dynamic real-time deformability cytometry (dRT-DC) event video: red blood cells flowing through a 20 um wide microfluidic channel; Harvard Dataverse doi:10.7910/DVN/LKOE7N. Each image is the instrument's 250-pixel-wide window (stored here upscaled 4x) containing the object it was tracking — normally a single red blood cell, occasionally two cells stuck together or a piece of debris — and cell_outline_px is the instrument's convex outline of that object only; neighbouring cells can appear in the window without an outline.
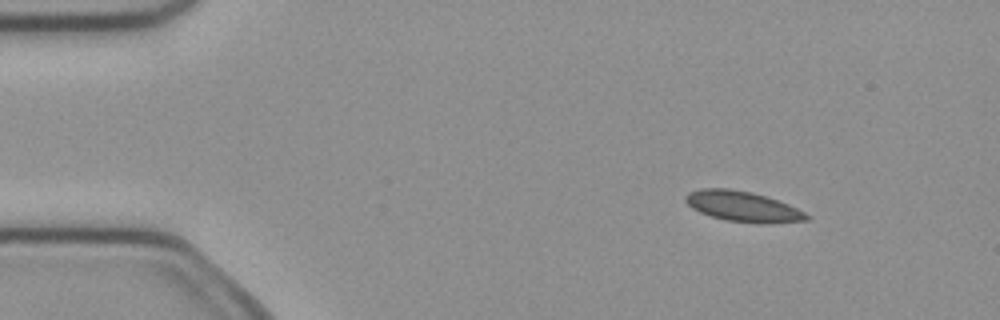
{"species": "common noctule bat (a hibernating species)", "species_latin": "Nyctalus noctula", "temperature_condition": "cold", "stored_images_in_passage": 5, "camera_frame_rate_fps": 3000, "um_per_image_px": 0.085, "animal": {"sex": "female", "body_mass_g": 21.9}, "frame": {"image": 1, "passage_image": 3, "time_ms": 0.667, "image_size_px": [1000, 320], "cell_outline_px": [[808, 220], [768, 224], [756, 224], [724, 220], [700, 212], [692, 208], [684, 200], [684, 196], [688, 192], [700, 188], [728, 188], [752, 192], [788, 204], [804, 212], [808, 216]], "centroid_in_image_um": [63.1, 17.55], "position_along_channel_um": 21.9, "area_um2": 21.5}}